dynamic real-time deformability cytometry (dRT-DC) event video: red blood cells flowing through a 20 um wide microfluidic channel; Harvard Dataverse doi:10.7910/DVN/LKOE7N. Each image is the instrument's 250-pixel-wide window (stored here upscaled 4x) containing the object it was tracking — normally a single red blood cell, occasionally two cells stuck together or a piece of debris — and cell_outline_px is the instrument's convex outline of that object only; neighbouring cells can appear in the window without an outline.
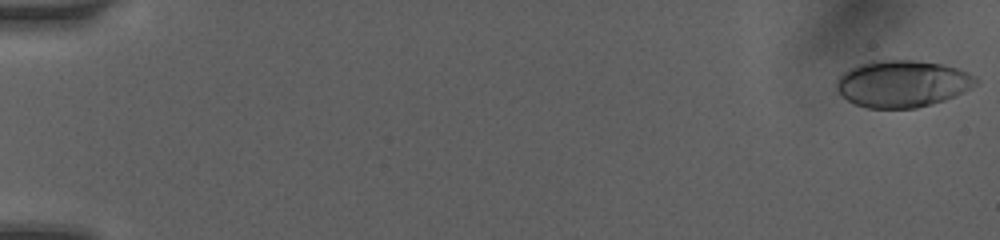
{"species": "human", "species_latin": "Homo sapiens", "temperature_condition": "room temperature", "stored_images_in_passage": 25, "camera_frame_rate_fps": 3000, "um_per_image_px": 0.085, "donor": {"sex": "female"}, "frame": {"image": 1, "passage_image": 1, "time_ms": 0.0, "image_size_px": [1000, 240], "cell_outline_px": [[980, 80], [976, 84], [964, 92], [956, 96], [932, 104], [916, 108], [868, 108], [856, 104], [840, 96], [836, 92], [836, 80], [848, 68], [860, 64], [880, 60], [912, 60], [940, 64], [960, 68], [976, 76]], "centroid_in_image_um": [76.71, 7.12], "position_along_channel_um": 8.3, "area_um2": 38.32}}
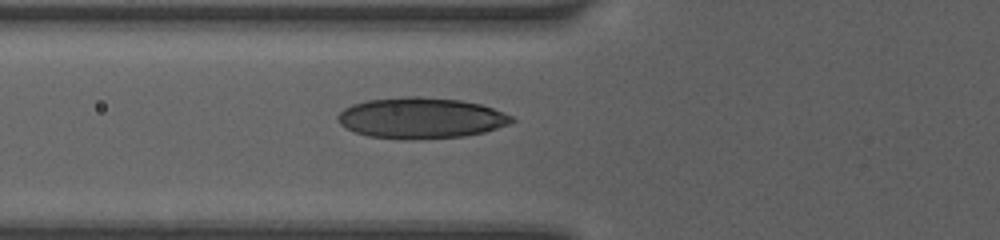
{"frame": {"image": 2, "passage_image": 22, "time_ms": 6.333, "image_size_px": [1000, 240], "cell_outline_px": [[516, 120], [508, 124], [484, 132], [464, 136], [404, 140], [368, 136], [356, 132], [340, 124], [336, 116], [344, 108], [352, 104], [368, 100], [404, 96], [420, 96], [460, 100], [480, 104], [504, 112], [512, 116]], "centroid_in_image_um": [35.77, 10.03], "position_along_channel_um": 90.0, "area_um2": 41.44}}
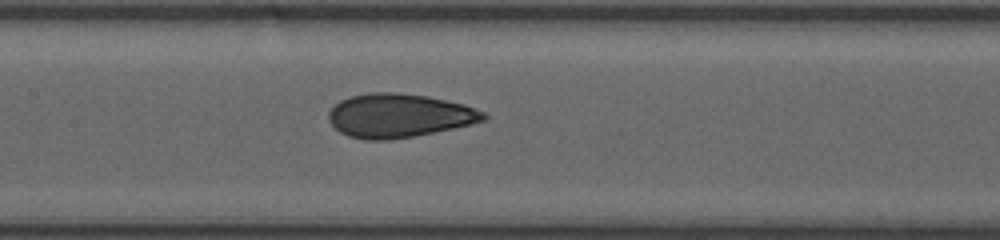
{"frame": {"image": 3, "passage_image": 25, "time_ms": 8.333, "image_size_px": [1000, 240], "cell_outline_px": [[488, 116], [484, 120], [452, 128], [412, 136], [388, 140], [364, 140], [348, 136], [340, 132], [328, 120], [328, 112], [340, 100], [348, 96], [368, 92], [396, 92], [428, 96], [464, 104], [484, 112]], "centroid_in_image_um": [33.86, 9.81], "position_along_channel_um": 173.5, "area_um2": 39.36}}